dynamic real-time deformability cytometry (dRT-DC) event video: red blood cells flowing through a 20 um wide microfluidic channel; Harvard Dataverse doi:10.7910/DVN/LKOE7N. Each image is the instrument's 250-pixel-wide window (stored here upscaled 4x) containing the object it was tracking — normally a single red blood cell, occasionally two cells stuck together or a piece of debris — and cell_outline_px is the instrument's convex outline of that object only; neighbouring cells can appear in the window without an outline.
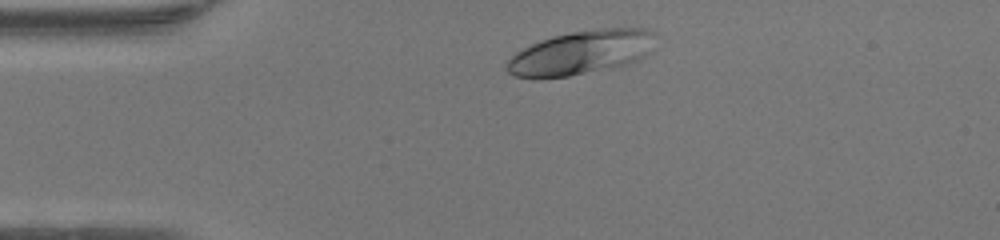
{"species": "human", "species_latin": "Homo sapiens", "temperature_condition": "warm", "stored_images_in_passage": 34, "camera_frame_rate_fps": 3000, "um_per_image_px": 0.085, "donor": {"sex": "female"}, "frame": {"image": 1, "passage_image": 3, "time_ms": 0.667, "image_size_px": [1000, 240], "cell_outline_px": [[656, 32], [644, 56], [628, 64], [612, 68], [568, 76], [540, 80], [512, 76], [508, 72], [508, 60], [516, 52], [540, 40], [552, 36], [572, 32], [600, 28], [644, 28]], "centroid_in_image_um": [49.33, 4.49], "position_along_channel_um": 35.7, "area_um2": 37.97}}
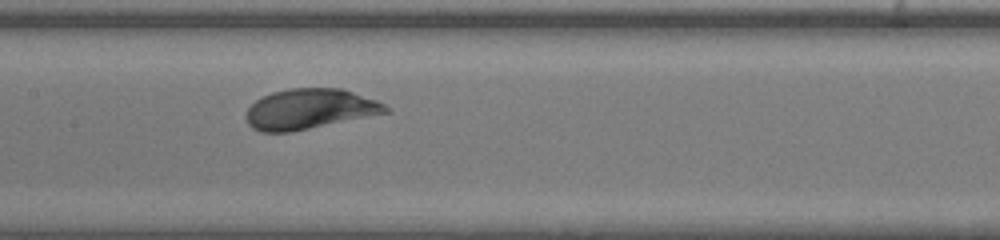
{"frame": {"image": 2, "passage_image": 16, "time_ms": 5.0, "image_size_px": [1000, 240], "cell_outline_px": [[392, 112], [292, 132], [260, 132], [252, 128], [248, 124], [244, 116], [248, 108], [256, 100], [272, 92], [288, 88], [340, 88], [376, 100], [384, 104]], "centroid_in_image_um": [26.3, 9.28], "position_along_channel_um": 181.1, "area_um2": 32.89}}
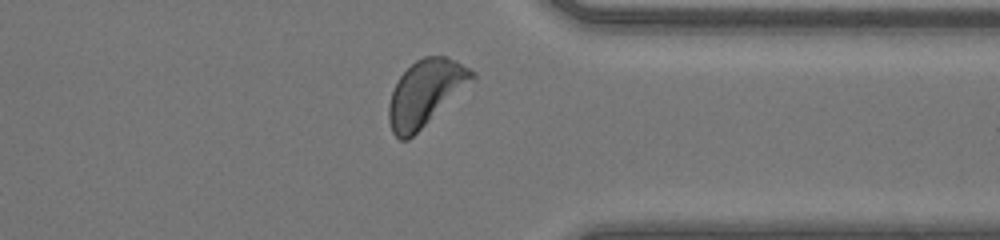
{"frame": {"image": 3, "passage_image": 30, "time_ms": 9.667, "image_size_px": [1000, 240], "cell_outline_px": [[476, 76], [408, 140], [400, 140], [392, 132], [388, 120], [388, 104], [392, 92], [400, 76], [416, 60], [424, 56], [444, 56], [456, 60], [476, 72]], "centroid_in_image_um": [36.12, 7.88], "position_along_channel_um": 375.3, "area_um2": 31.1}, "authors_computed_cell_mechanics": {"area_um2": 32.2524, "velocity_mm_per_s": 4.2483, "shape_relaxation_time_tau1_ms": 1.5144, "shape_relaxation_time_tau2_ms": null, "deformation_change_tau1": 0.0996, "deformation_change_tau2": null}}